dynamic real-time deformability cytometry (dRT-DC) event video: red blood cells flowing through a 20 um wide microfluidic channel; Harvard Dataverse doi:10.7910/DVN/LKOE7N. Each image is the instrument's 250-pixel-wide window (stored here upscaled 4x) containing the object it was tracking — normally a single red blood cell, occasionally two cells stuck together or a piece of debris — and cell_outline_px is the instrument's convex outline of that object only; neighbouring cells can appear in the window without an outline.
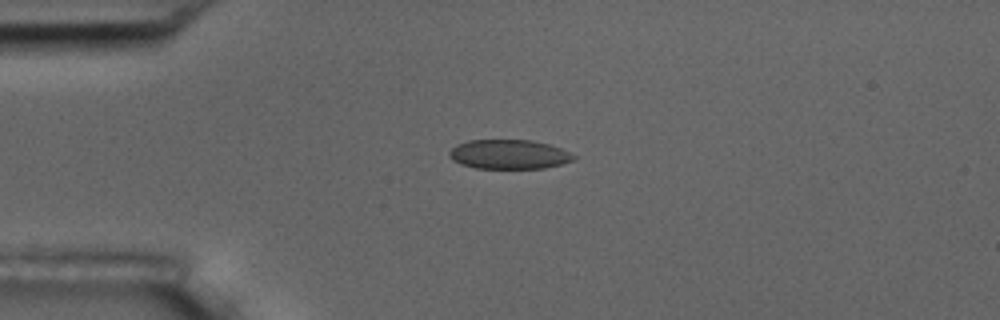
{"species": "common noctule bat (a hibernating species)", "species_latin": "Nyctalus noctula", "temperature_condition": "room temperature", "stored_images_in_passage": 5, "camera_frame_rate_fps": 3000, "um_per_image_px": 0.085, "animal": {"sex": "male", "body_mass_g": 17.5, "forearm_length_mm": 52.3}, "frame": {"image": 1, "passage_image": 4, "time_ms": 1.0, "image_size_px": [1000, 320], "cell_outline_px": [[576, 160], [544, 168], [476, 168], [460, 164], [452, 160], [448, 156], [448, 152], [456, 144], [468, 140], [532, 140], [548, 144], [560, 148], [576, 156]], "centroid_in_image_um": [43.23, 13.12], "position_along_channel_um": 41.8, "area_um2": 21.33}}